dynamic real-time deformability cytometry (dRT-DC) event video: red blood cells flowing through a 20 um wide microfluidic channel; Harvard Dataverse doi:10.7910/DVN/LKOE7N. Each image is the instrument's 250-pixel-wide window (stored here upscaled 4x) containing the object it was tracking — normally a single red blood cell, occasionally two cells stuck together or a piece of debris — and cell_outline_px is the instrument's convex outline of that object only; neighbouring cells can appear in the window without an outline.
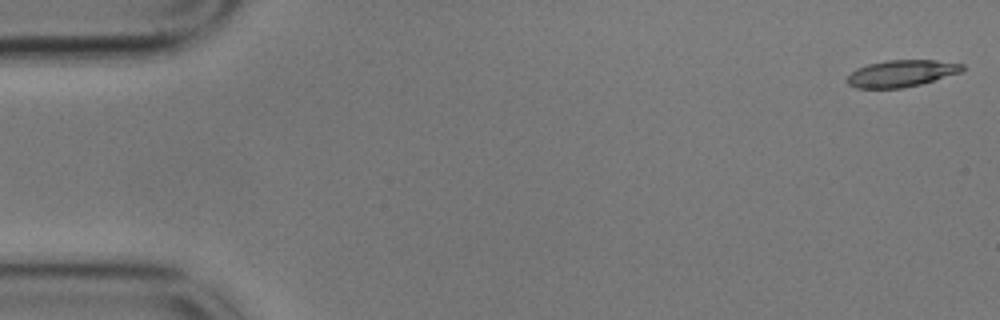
{"species": "common noctule bat (a hibernating species)", "species_latin": "Nyctalus noctula", "temperature_condition": "cold", "stored_images_in_passage": 10, "camera_frame_rate_fps": 3000, "um_per_image_px": 0.085, "animal": {"sex": "male", "body_mass_g": 17.9}, "frame": {"image": 1, "passage_image": 1, "time_ms": 0.0, "image_size_px": [1000, 320], "cell_outline_px": [[964, 68], [960, 72], [920, 84], [904, 88], [856, 88], [848, 84], [848, 76], [856, 68], [868, 64], [888, 60], [936, 60], [964, 64]], "centroid_in_image_um": [76.61, 6.24], "position_along_channel_um": 8.4, "area_um2": 17.8}}